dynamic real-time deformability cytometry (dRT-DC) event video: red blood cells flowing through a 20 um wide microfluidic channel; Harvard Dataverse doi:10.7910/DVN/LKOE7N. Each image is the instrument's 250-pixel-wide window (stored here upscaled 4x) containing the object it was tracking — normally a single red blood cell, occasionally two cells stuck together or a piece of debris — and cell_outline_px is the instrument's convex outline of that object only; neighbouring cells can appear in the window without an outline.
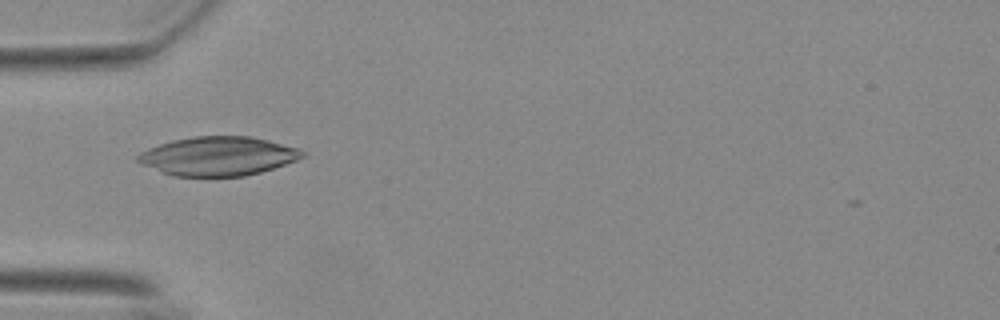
{"species": "Egyptian fruit bat (a non-hibernating species)", "species_latin": "Rousettus aegyptiacus", "temperature_condition": "warm", "stored_images_in_passage": 53, "camera_frame_rate_fps": 3000, "um_per_image_px": 0.085, "animal": {"sex": "female"}, "frame": {"image": 1, "passage_image": 16, "time_ms": 5.0, "image_size_px": [1000, 320], "cell_outline_px": [[304, 156], [296, 160], [260, 172], [244, 176], [172, 176], [144, 164], [136, 160], [136, 156], [140, 152], [148, 148], [172, 140], [196, 136], [252, 136], [300, 148], [304, 152]], "centroid_in_image_um": [18.54, 13.26], "position_along_channel_um": 66.5, "area_um2": 37.11}}
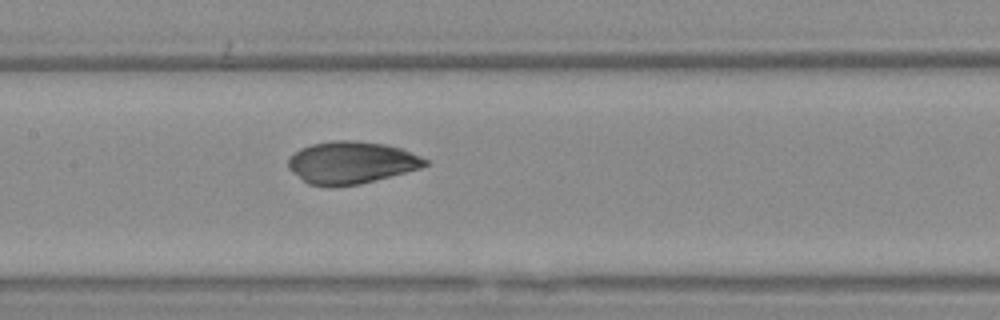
{"frame": {"image": 2, "passage_image": 25, "time_ms": 8.0, "image_size_px": [1000, 320], "cell_outline_px": [[428, 164], [420, 168], [360, 184], [308, 184], [292, 172], [288, 168], [288, 156], [300, 148], [312, 144], [332, 140], [356, 140], [384, 144], [400, 148], [420, 156], [428, 160]], "centroid_in_image_um": [29.84, 13.78], "position_along_channel_um": 177.6, "area_um2": 33.18}}
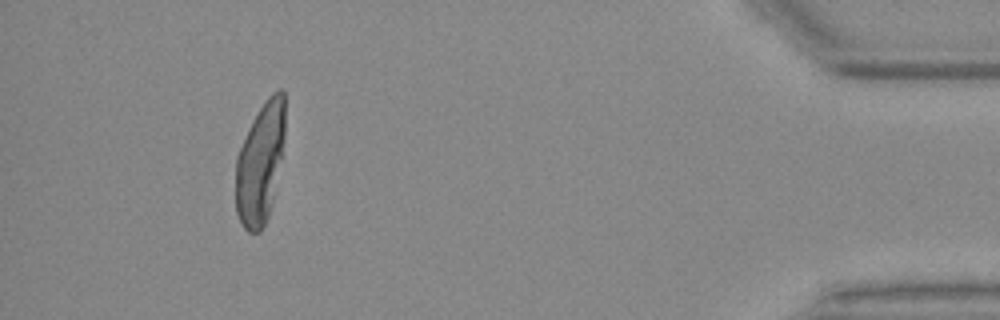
{"frame": {"image": 3, "passage_image": 49, "time_ms": 16.0, "image_size_px": [1000, 320], "cell_outline_px": [[284, 136], [272, 200], [268, 216], [260, 232], [248, 232], [244, 228], [236, 212], [236, 156], [252, 120], [268, 96], [272, 92], [280, 88], [284, 92]], "centroid_in_image_um": [22.09, 13.85], "position_along_channel_um": 413.1, "area_um2": 34.04}}